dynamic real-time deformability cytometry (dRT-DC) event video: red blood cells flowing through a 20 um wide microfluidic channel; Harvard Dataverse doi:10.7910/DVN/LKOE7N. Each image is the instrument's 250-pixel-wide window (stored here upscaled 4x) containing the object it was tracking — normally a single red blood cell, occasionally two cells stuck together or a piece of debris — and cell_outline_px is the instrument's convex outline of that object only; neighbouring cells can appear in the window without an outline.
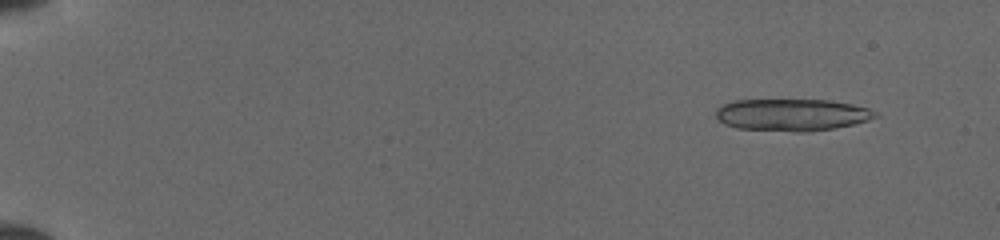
{"species": "common noctule bat (a hibernating species)", "species_latin": "Nyctalus noctula", "temperature_condition": "cold", "stored_images_in_passage": 25, "camera_frame_rate_fps": 3000, "um_per_image_px": 0.085, "animal": {"sex": "female", "body_mass_g": 19.5, "forearm_length_mm": 54.1}, "frame": {"image": 1, "passage_image": 5, "time_ms": 1.333, "image_size_px": [1000, 240], "cell_outline_px": [[880, 116], [868, 120], [836, 128], [804, 132], [796, 132], [736, 128], [724, 124], [716, 116], [716, 108], [720, 104], [732, 100], [828, 100], [852, 104], [868, 108], [876, 112]], "centroid_in_image_um": [67.29, 9.76], "position_along_channel_um": 17.7, "area_um2": 29.94}}
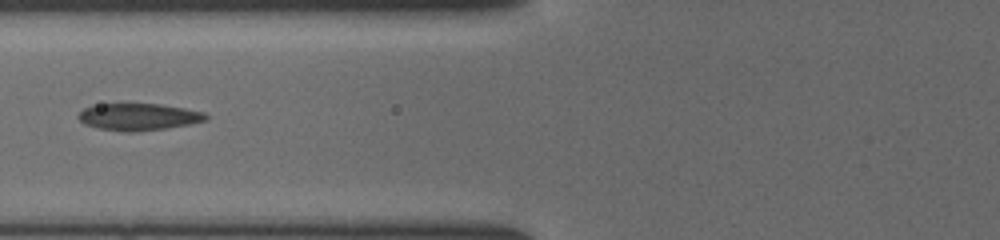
{"frame": {"image": 2, "passage_image": 23, "time_ms": 7.333, "image_size_px": [1000, 240], "cell_outline_px": [[208, 120], [188, 124], [164, 128], [136, 132], [128, 132], [100, 128], [84, 124], [76, 116], [84, 108], [92, 104], [160, 104], [184, 108], [204, 112], [208, 116]], "centroid_in_image_um": [11.76, 9.92], "position_along_channel_um": 114.0, "area_um2": 19.94}}